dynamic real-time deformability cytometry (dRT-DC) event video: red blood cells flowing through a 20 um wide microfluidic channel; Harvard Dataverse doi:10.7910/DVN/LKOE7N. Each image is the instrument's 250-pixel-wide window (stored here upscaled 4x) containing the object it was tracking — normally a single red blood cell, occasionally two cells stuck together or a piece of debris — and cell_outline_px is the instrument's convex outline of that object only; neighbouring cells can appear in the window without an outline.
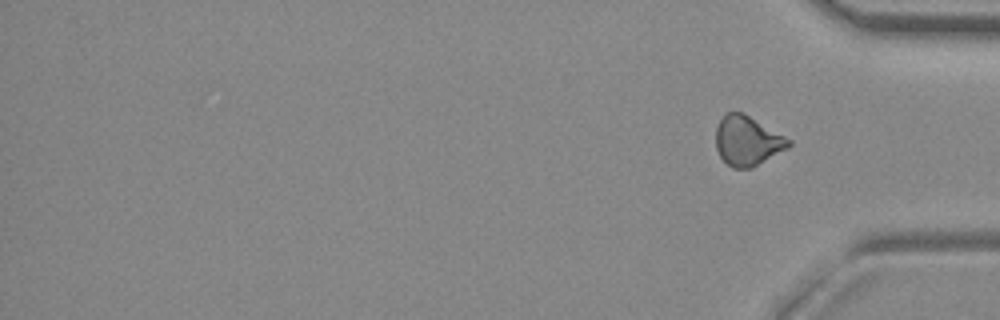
{"species": "common noctule bat (a hibernating species)", "species_latin": "Nyctalus noctula", "temperature_condition": "room temperature", "stored_images_in_passage": 13, "segment_of_instrument_passage": [2, 2], "camera_frame_rate_fps": 3000, "um_per_image_px": 0.085, "animal": {"sex": "female", "body_mass_g": 29.2, "forearm_length_mm": 56.3}, "frame": {"image": 1, "passage_image": 13, "time_ms": 15.0, "image_size_px": [1000, 320], "cell_outline_px": [[792, 144], [788, 148], [752, 168], [732, 168], [720, 156], [716, 148], [716, 128], [724, 112], [744, 112], [792, 140]], "centroid_in_image_um": [63.54, 11.95], "position_along_channel_um": 371.7, "area_um2": 21.21}}